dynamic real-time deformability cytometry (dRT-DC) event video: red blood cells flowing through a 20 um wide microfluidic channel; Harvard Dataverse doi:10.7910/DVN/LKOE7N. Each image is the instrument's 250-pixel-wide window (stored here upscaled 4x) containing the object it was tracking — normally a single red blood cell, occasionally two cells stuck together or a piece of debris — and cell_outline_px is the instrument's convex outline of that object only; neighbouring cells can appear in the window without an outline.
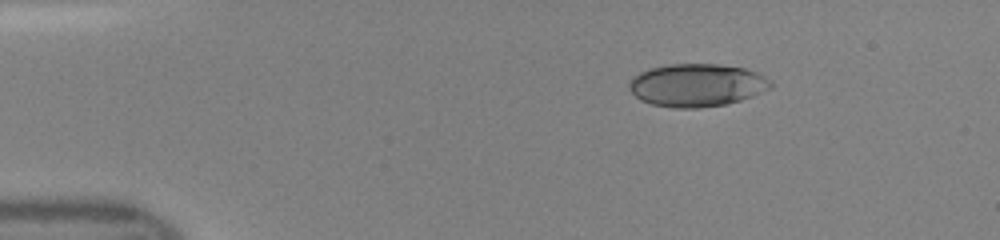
{"species": "human", "species_latin": "Homo sapiens", "temperature_condition": "room temperature", "stored_images_in_passage": 40, "camera_frame_rate_fps": 3000, "um_per_image_px": 0.085, "donor": {"sex": "female"}, "frame": {"image": 1, "passage_image": 1, "time_ms": 0.0, "image_size_px": [1000, 240], "cell_outline_px": [[772, 88], [752, 96], [740, 100], [724, 104], [700, 108], [676, 108], [652, 104], [640, 100], [628, 88], [628, 84], [632, 76], [640, 72], [652, 68], [668, 64], [720, 64], [744, 68], [756, 72], [772, 80]], "centroid_in_image_um": [59.23, 7.23], "position_along_channel_um": 25.8, "area_um2": 35.43}}
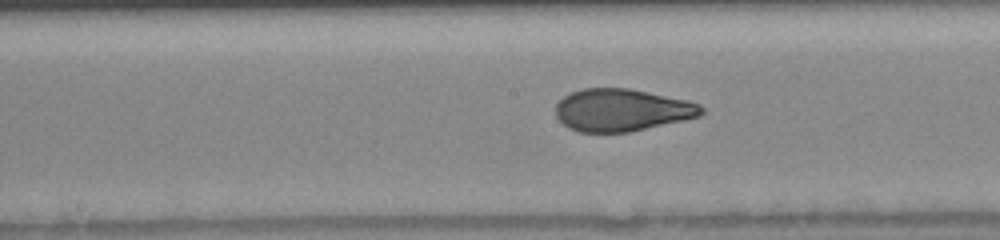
{"frame": {"image": 2, "passage_image": 18, "time_ms": 5.667, "image_size_px": [1000, 240], "cell_outline_px": [[704, 112], [700, 116], [684, 120], [628, 132], [580, 132], [568, 128], [556, 116], [556, 104], [564, 96], [572, 92], [584, 88], [628, 88], [688, 100], [700, 104], [704, 108]], "centroid_in_image_um": [52.87, 9.35], "position_along_channel_um": 195.3, "area_um2": 35.89}}
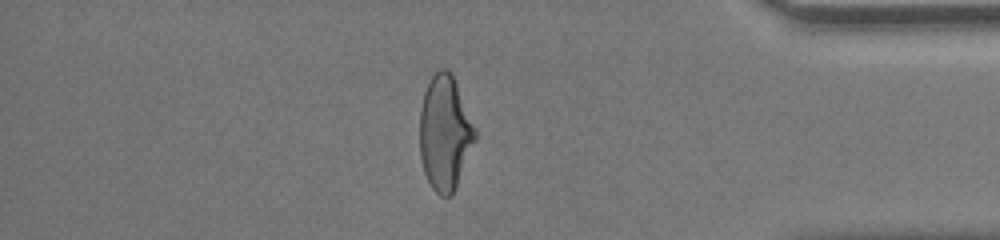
{"frame": {"image": 3, "passage_image": 34, "time_ms": 11.0, "image_size_px": [1000, 240], "cell_outline_px": [[476, 136], [456, 184], [452, 192], [448, 196], [440, 196], [432, 188], [424, 172], [420, 156], [420, 108], [424, 92], [432, 76], [440, 68], [444, 68], [452, 72], [476, 128]], "centroid_in_image_um": [37.79, 11.24], "position_along_channel_um": 397.4, "area_um2": 36.47}}